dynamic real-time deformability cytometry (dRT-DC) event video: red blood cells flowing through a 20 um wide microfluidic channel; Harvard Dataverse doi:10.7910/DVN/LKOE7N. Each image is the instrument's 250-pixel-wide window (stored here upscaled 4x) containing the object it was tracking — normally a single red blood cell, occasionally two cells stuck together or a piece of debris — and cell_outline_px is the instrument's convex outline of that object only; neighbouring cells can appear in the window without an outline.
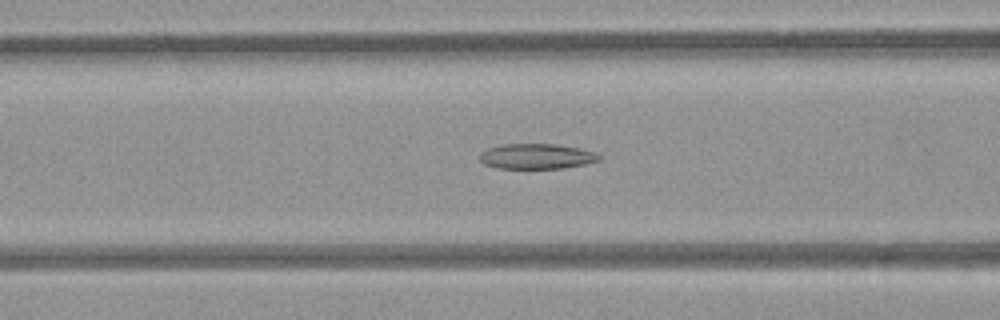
{"species": "common noctule bat (a hibernating species)", "species_latin": "Nyctalus noctula", "temperature_condition": "room temperature", "stored_images_in_passage": 51, "camera_frame_rate_fps": 3000, "um_per_image_px": 0.085, "animal": {"sex": "female", "body_mass_g": 21.9}, "frame": {"image": 1, "passage_image": 19, "time_ms": 6.0, "image_size_px": [1000, 320], "cell_outline_px": [[600, 160], [584, 164], [560, 168], [496, 168], [484, 164], [480, 160], [480, 156], [488, 148], [504, 144], [556, 144], [596, 152], [600, 156]], "centroid_in_image_um": [45.61, 13.29], "position_along_channel_um": 121.0, "area_um2": 17.28}}
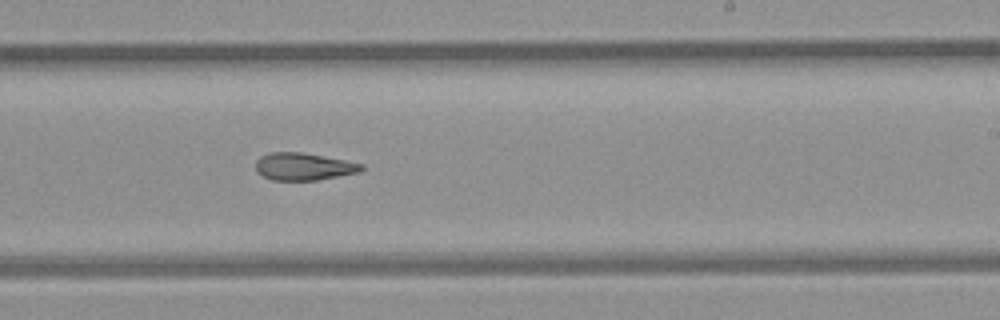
{"frame": {"image": 2, "passage_image": 30, "time_ms": 9.667, "image_size_px": [1000, 320], "cell_outline_px": [[364, 168], [360, 172], [316, 180], [272, 180], [256, 172], [256, 160], [260, 156], [268, 152], [304, 152], [364, 164]], "centroid_in_image_um": [25.79, 14.15], "position_along_channel_um": 263.2, "area_um2": 16.94}}
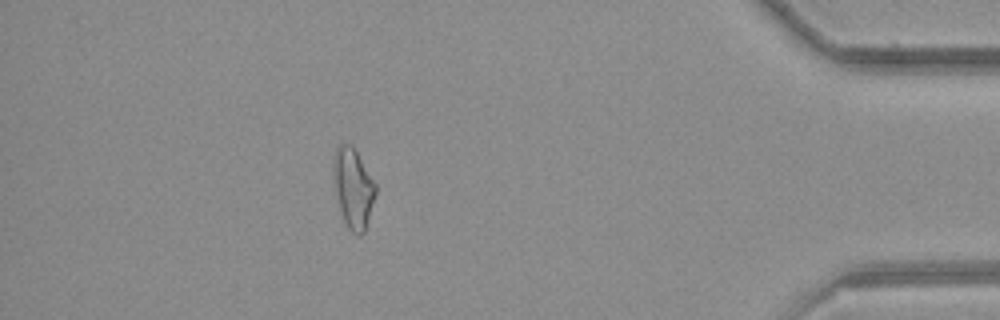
{"frame": {"image": 3, "passage_image": 45, "time_ms": 14.667, "image_size_px": [1000, 320], "cell_outline_px": [[376, 192], [364, 232], [360, 236], [352, 232], [348, 228], [344, 220], [340, 208], [336, 192], [332, 168], [336, 148], [340, 144], [352, 144], [376, 184]], "centroid_in_image_um": [30.02, 15.96], "position_along_channel_um": 405.2, "area_um2": 19.25}, "authors_computed_cell_mechanics": {"area_um2": 18.9006, "velocity_mm_per_s": 3.8814, "shape_relaxation_time_tau1_ms": null, "shape_relaxation_time_tau2_ms": 6.7795, "deformation_change_tau1": null, "deformation_change_tau2": 0.1719}}